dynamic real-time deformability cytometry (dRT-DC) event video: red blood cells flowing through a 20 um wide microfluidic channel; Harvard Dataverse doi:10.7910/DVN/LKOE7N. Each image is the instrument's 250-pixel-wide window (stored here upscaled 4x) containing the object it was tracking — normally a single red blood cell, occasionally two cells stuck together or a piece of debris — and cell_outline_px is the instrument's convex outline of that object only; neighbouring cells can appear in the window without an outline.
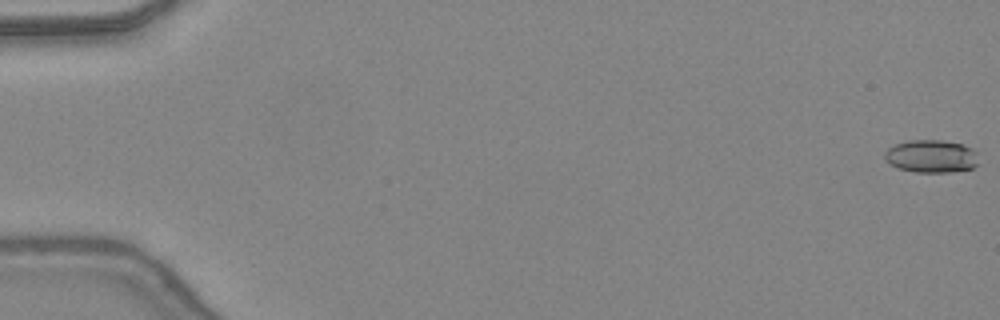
{"species": "common noctule bat (a hibernating species)", "species_latin": "Nyctalus noctula", "temperature_condition": "warm", "stored_images_in_passage": 39, "camera_frame_rate_fps": 3000, "um_per_image_px": 0.085, "animal": {"sex": "female", "body_mass_g": 24.6, "forearm_length_mm": 56.2}, "frame": {"image": 1, "passage_image": 1, "time_ms": 0.0, "image_size_px": [1000, 320], "cell_outline_px": [[976, 164], [972, 168], [952, 172], [916, 172], [900, 168], [888, 164], [884, 160], [884, 152], [888, 148], [896, 144], [908, 140], [944, 140], [964, 144], [972, 148], [976, 152]], "centroid_in_image_um": [79.13, 13.27], "position_along_channel_um": 5.9, "area_um2": 18.03}}
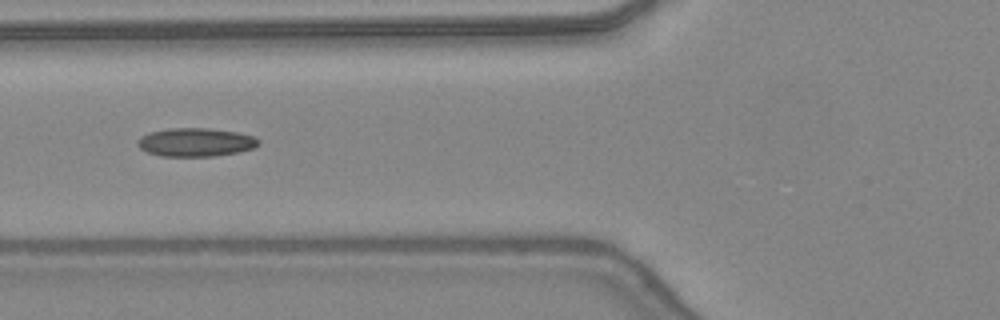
{"frame": {"image": 2, "passage_image": 20, "time_ms": 6.333, "image_size_px": [1000, 320], "cell_outline_px": [[260, 144], [252, 148], [240, 152], [212, 156], [160, 156], [148, 152], [140, 148], [136, 144], [136, 140], [140, 136], [148, 132], [168, 128], [208, 128], [236, 132], [252, 136], [260, 140]], "centroid_in_image_um": [16.59, 12.08], "position_along_channel_um": 109.2, "area_um2": 20.17}}
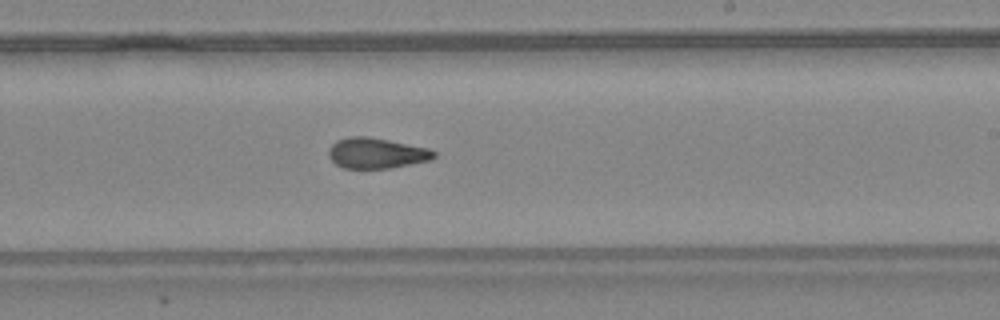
{"frame": {"image": 3, "passage_image": 30, "time_ms": 9.667, "image_size_px": [1000, 320], "cell_outline_px": [[436, 156], [432, 160], [392, 168], [344, 168], [336, 164], [328, 156], [328, 148], [336, 140], [348, 136], [368, 136], [428, 148], [436, 152]], "centroid_in_image_um": [31.99, 13.01], "position_along_channel_um": 257.0, "area_um2": 18.9}, "authors_computed_cell_mechanics": {"area_um2": 18.7272, "velocity_mm_per_s": 4.4252, "shape_relaxation_time_tau1_ms": 8.6147, "shape_relaxation_time_tau2_ms": 2.5581, "deformation_change_tau1": 0.2496, "deformation_change_tau2": 0.1134}}